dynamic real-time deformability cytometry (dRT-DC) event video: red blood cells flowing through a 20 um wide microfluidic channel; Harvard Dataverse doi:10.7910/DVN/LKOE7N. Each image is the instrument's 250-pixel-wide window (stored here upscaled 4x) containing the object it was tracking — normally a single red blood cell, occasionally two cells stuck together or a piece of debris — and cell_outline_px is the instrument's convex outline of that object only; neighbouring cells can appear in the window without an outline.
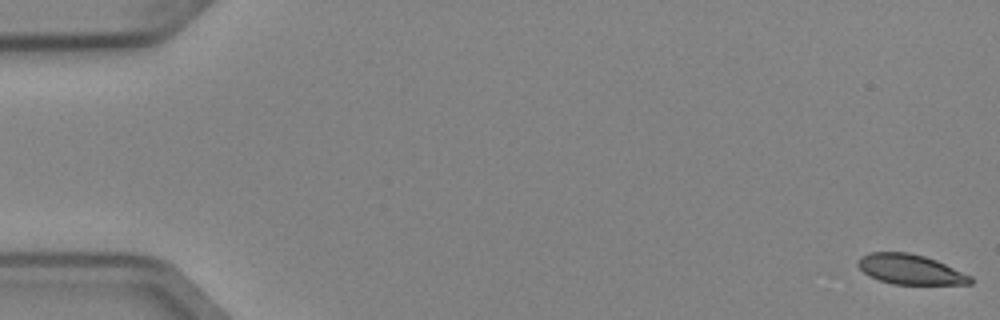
{"species": "Egyptian fruit bat (a non-hibernating species)", "species_latin": "Rousettus aegyptiacus", "temperature_condition": "cold", "stored_images_in_passage": 52, "camera_frame_rate_fps": 3000, "um_per_image_px": 0.085, "animal": {"sex": "female"}, "frame": {"image": 1, "passage_image": 1, "time_ms": 0.0, "image_size_px": [1000, 320], "cell_outline_px": [[972, 284], [892, 284], [868, 276], [856, 264], [856, 260], [860, 256], [868, 252], [908, 252], [924, 256], [936, 260], [972, 276]], "centroid_in_image_um": [77.33, 22.89], "position_along_channel_um": 7.7, "area_um2": 19.71}}
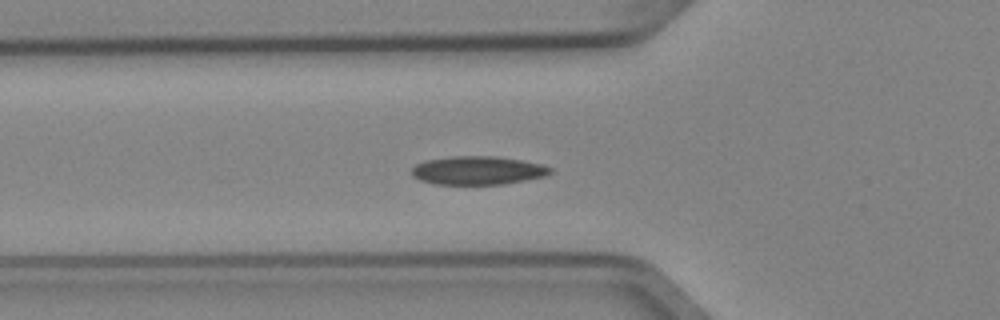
{"frame": {"image": 2, "passage_image": 19, "time_ms": 6.0, "image_size_px": [1000, 320], "cell_outline_px": [[552, 172], [544, 176], [504, 184], [436, 184], [420, 180], [412, 176], [412, 168], [416, 164], [424, 160], [452, 156], [496, 156], [544, 164], [552, 168]], "centroid_in_image_um": [40.6, 14.48], "position_along_channel_um": 85.2, "area_um2": 23.0}}
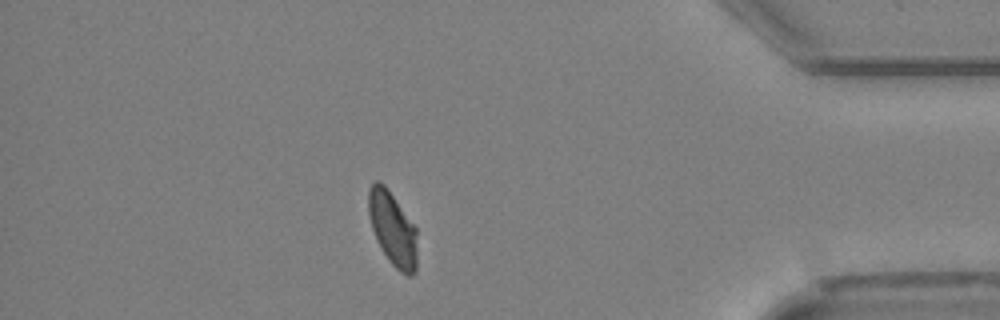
{"frame": {"image": 3, "passage_image": 46, "time_ms": 15.0, "image_size_px": [1000, 320], "cell_outline_px": [[416, 272], [412, 276], [408, 276], [400, 272], [388, 260], [376, 240], [372, 228], [368, 212], [368, 188], [376, 180], [380, 180], [384, 184], [416, 228]], "centroid_in_image_um": [33.36, 19.45], "position_along_channel_um": 401.8, "area_um2": 20.87}, "authors_computed_cell_mechanics": {"area_um2": 21.5016, "velocity_mm_per_s": 3.9366, "shape_relaxation_time_tau1_ms": 7.7446, "shape_relaxation_time_tau2_ms": 3.9324, "deformation_change_tau1": 0.1538, "deformation_change_tau2": 0.063}}